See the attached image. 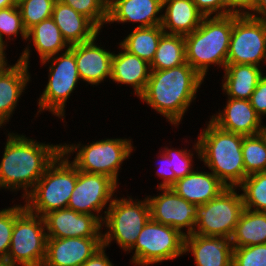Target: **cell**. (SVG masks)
Listing matches in <instances>:
<instances>
[{
	"label": "cell",
	"mask_w": 266,
	"mask_h": 266,
	"mask_svg": "<svg viewBox=\"0 0 266 266\" xmlns=\"http://www.w3.org/2000/svg\"><path fill=\"white\" fill-rule=\"evenodd\" d=\"M0 161V190L23 191L25 198L61 153V144H45L18 133L8 132Z\"/></svg>",
	"instance_id": "cell-1"
},
{
	"label": "cell",
	"mask_w": 266,
	"mask_h": 266,
	"mask_svg": "<svg viewBox=\"0 0 266 266\" xmlns=\"http://www.w3.org/2000/svg\"><path fill=\"white\" fill-rule=\"evenodd\" d=\"M203 82L204 78L187 62L174 68L151 70L138 98L178 127Z\"/></svg>",
	"instance_id": "cell-2"
},
{
	"label": "cell",
	"mask_w": 266,
	"mask_h": 266,
	"mask_svg": "<svg viewBox=\"0 0 266 266\" xmlns=\"http://www.w3.org/2000/svg\"><path fill=\"white\" fill-rule=\"evenodd\" d=\"M198 134L200 161L227 187L237 188L248 176L245 173L243 135L225 131L211 120Z\"/></svg>",
	"instance_id": "cell-3"
},
{
	"label": "cell",
	"mask_w": 266,
	"mask_h": 266,
	"mask_svg": "<svg viewBox=\"0 0 266 266\" xmlns=\"http://www.w3.org/2000/svg\"><path fill=\"white\" fill-rule=\"evenodd\" d=\"M232 30L233 15L212 16L184 36L186 62L204 79L210 65L226 67Z\"/></svg>",
	"instance_id": "cell-4"
},
{
	"label": "cell",
	"mask_w": 266,
	"mask_h": 266,
	"mask_svg": "<svg viewBox=\"0 0 266 266\" xmlns=\"http://www.w3.org/2000/svg\"><path fill=\"white\" fill-rule=\"evenodd\" d=\"M77 168L62 152L46 168L32 191L22 200L25 208L41 217L65 209L76 186Z\"/></svg>",
	"instance_id": "cell-5"
},
{
	"label": "cell",
	"mask_w": 266,
	"mask_h": 266,
	"mask_svg": "<svg viewBox=\"0 0 266 266\" xmlns=\"http://www.w3.org/2000/svg\"><path fill=\"white\" fill-rule=\"evenodd\" d=\"M130 138H104L96 142L82 144L81 142L72 144H61V152L70 157L74 154V160L70 161L79 171L102 174L109 176L118 185L119 169L122 163L129 159L133 148Z\"/></svg>",
	"instance_id": "cell-6"
},
{
	"label": "cell",
	"mask_w": 266,
	"mask_h": 266,
	"mask_svg": "<svg viewBox=\"0 0 266 266\" xmlns=\"http://www.w3.org/2000/svg\"><path fill=\"white\" fill-rule=\"evenodd\" d=\"M114 196L104 219L101 223L107 229L102 230V244L107 248L114 240L124 251L128 252L136 243L142 228L151 218L150 207L147 198L133 200L132 196L127 198Z\"/></svg>",
	"instance_id": "cell-7"
},
{
	"label": "cell",
	"mask_w": 266,
	"mask_h": 266,
	"mask_svg": "<svg viewBox=\"0 0 266 266\" xmlns=\"http://www.w3.org/2000/svg\"><path fill=\"white\" fill-rule=\"evenodd\" d=\"M47 239L44 218L29 212L25 205L16 204L7 260L15 266H42L46 257Z\"/></svg>",
	"instance_id": "cell-8"
},
{
	"label": "cell",
	"mask_w": 266,
	"mask_h": 266,
	"mask_svg": "<svg viewBox=\"0 0 266 266\" xmlns=\"http://www.w3.org/2000/svg\"><path fill=\"white\" fill-rule=\"evenodd\" d=\"M40 63L42 66L47 63L50 65H48V82L37 101L39 107L37 112L49 111L65 123L66 102L81 81L74 52L69 48Z\"/></svg>",
	"instance_id": "cell-9"
},
{
	"label": "cell",
	"mask_w": 266,
	"mask_h": 266,
	"mask_svg": "<svg viewBox=\"0 0 266 266\" xmlns=\"http://www.w3.org/2000/svg\"><path fill=\"white\" fill-rule=\"evenodd\" d=\"M184 239L185 235L179 230L150 218L134 246L127 252H134L130 263L135 266H150L175 260L184 255Z\"/></svg>",
	"instance_id": "cell-10"
},
{
	"label": "cell",
	"mask_w": 266,
	"mask_h": 266,
	"mask_svg": "<svg viewBox=\"0 0 266 266\" xmlns=\"http://www.w3.org/2000/svg\"><path fill=\"white\" fill-rule=\"evenodd\" d=\"M238 188H225L216 198L197 205L193 234L230 239L244 209Z\"/></svg>",
	"instance_id": "cell-11"
},
{
	"label": "cell",
	"mask_w": 266,
	"mask_h": 266,
	"mask_svg": "<svg viewBox=\"0 0 266 266\" xmlns=\"http://www.w3.org/2000/svg\"><path fill=\"white\" fill-rule=\"evenodd\" d=\"M266 64V21L233 15L227 64Z\"/></svg>",
	"instance_id": "cell-12"
},
{
	"label": "cell",
	"mask_w": 266,
	"mask_h": 266,
	"mask_svg": "<svg viewBox=\"0 0 266 266\" xmlns=\"http://www.w3.org/2000/svg\"><path fill=\"white\" fill-rule=\"evenodd\" d=\"M118 186L109 176L86 173L77 169L76 186L67 208L81 214L93 215L102 223ZM103 209L106 210L103 212ZM101 212L104 215L100 214Z\"/></svg>",
	"instance_id": "cell-13"
},
{
	"label": "cell",
	"mask_w": 266,
	"mask_h": 266,
	"mask_svg": "<svg viewBox=\"0 0 266 266\" xmlns=\"http://www.w3.org/2000/svg\"><path fill=\"white\" fill-rule=\"evenodd\" d=\"M157 190L162 191L161 194L159 192V195L146 196L151 219L160 224L171 226L185 236L193 234L197 204L183 199L171 187L157 188ZM182 229H185V232Z\"/></svg>",
	"instance_id": "cell-14"
},
{
	"label": "cell",
	"mask_w": 266,
	"mask_h": 266,
	"mask_svg": "<svg viewBox=\"0 0 266 266\" xmlns=\"http://www.w3.org/2000/svg\"><path fill=\"white\" fill-rule=\"evenodd\" d=\"M48 238H102L101 222L93 215L65 208L44 217Z\"/></svg>",
	"instance_id": "cell-15"
},
{
	"label": "cell",
	"mask_w": 266,
	"mask_h": 266,
	"mask_svg": "<svg viewBox=\"0 0 266 266\" xmlns=\"http://www.w3.org/2000/svg\"><path fill=\"white\" fill-rule=\"evenodd\" d=\"M84 43L70 45L74 52L76 66L81 81L88 84L99 85L112 75L113 53L96 44L97 37Z\"/></svg>",
	"instance_id": "cell-16"
},
{
	"label": "cell",
	"mask_w": 266,
	"mask_h": 266,
	"mask_svg": "<svg viewBox=\"0 0 266 266\" xmlns=\"http://www.w3.org/2000/svg\"><path fill=\"white\" fill-rule=\"evenodd\" d=\"M102 247V238H48L42 266H81Z\"/></svg>",
	"instance_id": "cell-17"
},
{
	"label": "cell",
	"mask_w": 266,
	"mask_h": 266,
	"mask_svg": "<svg viewBox=\"0 0 266 266\" xmlns=\"http://www.w3.org/2000/svg\"><path fill=\"white\" fill-rule=\"evenodd\" d=\"M223 108L210 117L219 128L243 136L256 135L264 130L262 118L255 112L250 100L227 97Z\"/></svg>",
	"instance_id": "cell-18"
},
{
	"label": "cell",
	"mask_w": 266,
	"mask_h": 266,
	"mask_svg": "<svg viewBox=\"0 0 266 266\" xmlns=\"http://www.w3.org/2000/svg\"><path fill=\"white\" fill-rule=\"evenodd\" d=\"M163 0H109V23H135V28L161 25ZM161 13V14H159Z\"/></svg>",
	"instance_id": "cell-19"
},
{
	"label": "cell",
	"mask_w": 266,
	"mask_h": 266,
	"mask_svg": "<svg viewBox=\"0 0 266 266\" xmlns=\"http://www.w3.org/2000/svg\"><path fill=\"white\" fill-rule=\"evenodd\" d=\"M185 253L193 254L196 266H232L233 245L225 237L186 235Z\"/></svg>",
	"instance_id": "cell-20"
},
{
	"label": "cell",
	"mask_w": 266,
	"mask_h": 266,
	"mask_svg": "<svg viewBox=\"0 0 266 266\" xmlns=\"http://www.w3.org/2000/svg\"><path fill=\"white\" fill-rule=\"evenodd\" d=\"M28 69L27 65L17 60L0 71V128L9 122L26 86L32 81Z\"/></svg>",
	"instance_id": "cell-21"
},
{
	"label": "cell",
	"mask_w": 266,
	"mask_h": 266,
	"mask_svg": "<svg viewBox=\"0 0 266 266\" xmlns=\"http://www.w3.org/2000/svg\"><path fill=\"white\" fill-rule=\"evenodd\" d=\"M27 41L28 43L19 56L18 61L24 63L28 67H30V55H32L30 54L32 52L31 46H34L36 49L40 61L55 56L59 52H64V50L70 48V45L63 38L60 29L52 18L45 19L32 27L27 32ZM31 41L33 44L30 46L29 44Z\"/></svg>",
	"instance_id": "cell-22"
},
{
	"label": "cell",
	"mask_w": 266,
	"mask_h": 266,
	"mask_svg": "<svg viewBox=\"0 0 266 266\" xmlns=\"http://www.w3.org/2000/svg\"><path fill=\"white\" fill-rule=\"evenodd\" d=\"M51 18L69 45L88 42L102 32L85 15L59 0L54 3Z\"/></svg>",
	"instance_id": "cell-23"
},
{
	"label": "cell",
	"mask_w": 266,
	"mask_h": 266,
	"mask_svg": "<svg viewBox=\"0 0 266 266\" xmlns=\"http://www.w3.org/2000/svg\"><path fill=\"white\" fill-rule=\"evenodd\" d=\"M121 51L113 53L112 75L110 80L117 84L132 86L134 95L139 97L146 87L150 76V64L138 56L126 51L120 44Z\"/></svg>",
	"instance_id": "cell-24"
},
{
	"label": "cell",
	"mask_w": 266,
	"mask_h": 266,
	"mask_svg": "<svg viewBox=\"0 0 266 266\" xmlns=\"http://www.w3.org/2000/svg\"><path fill=\"white\" fill-rule=\"evenodd\" d=\"M171 188L188 202L201 205L216 198L227 187L212 172L196 169L178 179Z\"/></svg>",
	"instance_id": "cell-25"
},
{
	"label": "cell",
	"mask_w": 266,
	"mask_h": 266,
	"mask_svg": "<svg viewBox=\"0 0 266 266\" xmlns=\"http://www.w3.org/2000/svg\"><path fill=\"white\" fill-rule=\"evenodd\" d=\"M163 11L161 27L166 34H190L205 17L192 0H163Z\"/></svg>",
	"instance_id": "cell-26"
},
{
	"label": "cell",
	"mask_w": 266,
	"mask_h": 266,
	"mask_svg": "<svg viewBox=\"0 0 266 266\" xmlns=\"http://www.w3.org/2000/svg\"><path fill=\"white\" fill-rule=\"evenodd\" d=\"M261 67L250 64H227L223 70V94L226 93L227 97L233 99L250 100L259 80L266 74Z\"/></svg>",
	"instance_id": "cell-27"
},
{
	"label": "cell",
	"mask_w": 266,
	"mask_h": 266,
	"mask_svg": "<svg viewBox=\"0 0 266 266\" xmlns=\"http://www.w3.org/2000/svg\"><path fill=\"white\" fill-rule=\"evenodd\" d=\"M230 241L233 247L266 244V212L244 208Z\"/></svg>",
	"instance_id": "cell-28"
},
{
	"label": "cell",
	"mask_w": 266,
	"mask_h": 266,
	"mask_svg": "<svg viewBox=\"0 0 266 266\" xmlns=\"http://www.w3.org/2000/svg\"><path fill=\"white\" fill-rule=\"evenodd\" d=\"M164 33L161 25L134 28L119 44L129 53L146 60L150 64Z\"/></svg>",
	"instance_id": "cell-29"
},
{
	"label": "cell",
	"mask_w": 266,
	"mask_h": 266,
	"mask_svg": "<svg viewBox=\"0 0 266 266\" xmlns=\"http://www.w3.org/2000/svg\"><path fill=\"white\" fill-rule=\"evenodd\" d=\"M186 63L185 39L183 35L164 33L159 41L150 70H164Z\"/></svg>",
	"instance_id": "cell-30"
},
{
	"label": "cell",
	"mask_w": 266,
	"mask_h": 266,
	"mask_svg": "<svg viewBox=\"0 0 266 266\" xmlns=\"http://www.w3.org/2000/svg\"><path fill=\"white\" fill-rule=\"evenodd\" d=\"M237 188L243 191L244 208L266 212V171L248 175Z\"/></svg>",
	"instance_id": "cell-31"
},
{
	"label": "cell",
	"mask_w": 266,
	"mask_h": 266,
	"mask_svg": "<svg viewBox=\"0 0 266 266\" xmlns=\"http://www.w3.org/2000/svg\"><path fill=\"white\" fill-rule=\"evenodd\" d=\"M242 154L245 173L251 175L266 171V137L263 133L244 136Z\"/></svg>",
	"instance_id": "cell-32"
},
{
	"label": "cell",
	"mask_w": 266,
	"mask_h": 266,
	"mask_svg": "<svg viewBox=\"0 0 266 266\" xmlns=\"http://www.w3.org/2000/svg\"><path fill=\"white\" fill-rule=\"evenodd\" d=\"M56 0H20L18 8L21 13L22 22L28 32L41 21L51 18L53 6Z\"/></svg>",
	"instance_id": "cell-33"
},
{
	"label": "cell",
	"mask_w": 266,
	"mask_h": 266,
	"mask_svg": "<svg viewBox=\"0 0 266 266\" xmlns=\"http://www.w3.org/2000/svg\"><path fill=\"white\" fill-rule=\"evenodd\" d=\"M18 34L22 36V40L27 41V31L24 28L18 6L0 9V44L7 49L4 35L8 36L6 37L8 40H14L12 36L17 38Z\"/></svg>",
	"instance_id": "cell-34"
},
{
	"label": "cell",
	"mask_w": 266,
	"mask_h": 266,
	"mask_svg": "<svg viewBox=\"0 0 266 266\" xmlns=\"http://www.w3.org/2000/svg\"><path fill=\"white\" fill-rule=\"evenodd\" d=\"M194 147L191 150H188V148L179 149L176 148H168L165 146L163 149H161L170 159V165L171 169L175 173V182L178 179L184 178L186 175L193 172L194 169V153L196 152L197 158L200 159V149L199 145L197 143V140H195V143L193 145ZM195 150V151H194Z\"/></svg>",
	"instance_id": "cell-35"
},
{
	"label": "cell",
	"mask_w": 266,
	"mask_h": 266,
	"mask_svg": "<svg viewBox=\"0 0 266 266\" xmlns=\"http://www.w3.org/2000/svg\"><path fill=\"white\" fill-rule=\"evenodd\" d=\"M89 18L100 30L108 20L109 0H59Z\"/></svg>",
	"instance_id": "cell-36"
},
{
	"label": "cell",
	"mask_w": 266,
	"mask_h": 266,
	"mask_svg": "<svg viewBox=\"0 0 266 266\" xmlns=\"http://www.w3.org/2000/svg\"><path fill=\"white\" fill-rule=\"evenodd\" d=\"M232 266H266V244L233 247Z\"/></svg>",
	"instance_id": "cell-37"
},
{
	"label": "cell",
	"mask_w": 266,
	"mask_h": 266,
	"mask_svg": "<svg viewBox=\"0 0 266 266\" xmlns=\"http://www.w3.org/2000/svg\"><path fill=\"white\" fill-rule=\"evenodd\" d=\"M15 222V204L0 210V259H7Z\"/></svg>",
	"instance_id": "cell-38"
},
{
	"label": "cell",
	"mask_w": 266,
	"mask_h": 266,
	"mask_svg": "<svg viewBox=\"0 0 266 266\" xmlns=\"http://www.w3.org/2000/svg\"><path fill=\"white\" fill-rule=\"evenodd\" d=\"M160 156H157L159 159L158 163V169L156 171V176L162 179V182H160L157 185V188H170L175 183V173L171 169L170 165V159L169 157L162 151H160ZM165 165V166H164Z\"/></svg>",
	"instance_id": "cell-39"
},
{
	"label": "cell",
	"mask_w": 266,
	"mask_h": 266,
	"mask_svg": "<svg viewBox=\"0 0 266 266\" xmlns=\"http://www.w3.org/2000/svg\"><path fill=\"white\" fill-rule=\"evenodd\" d=\"M256 0H224V16L250 15L255 8Z\"/></svg>",
	"instance_id": "cell-40"
},
{
	"label": "cell",
	"mask_w": 266,
	"mask_h": 266,
	"mask_svg": "<svg viewBox=\"0 0 266 266\" xmlns=\"http://www.w3.org/2000/svg\"><path fill=\"white\" fill-rule=\"evenodd\" d=\"M251 106L255 112L263 119L266 116V75L259 80L250 98Z\"/></svg>",
	"instance_id": "cell-41"
},
{
	"label": "cell",
	"mask_w": 266,
	"mask_h": 266,
	"mask_svg": "<svg viewBox=\"0 0 266 266\" xmlns=\"http://www.w3.org/2000/svg\"><path fill=\"white\" fill-rule=\"evenodd\" d=\"M197 9L205 16H224V0H192ZM214 14V15H213Z\"/></svg>",
	"instance_id": "cell-42"
},
{
	"label": "cell",
	"mask_w": 266,
	"mask_h": 266,
	"mask_svg": "<svg viewBox=\"0 0 266 266\" xmlns=\"http://www.w3.org/2000/svg\"><path fill=\"white\" fill-rule=\"evenodd\" d=\"M81 266H114L106 254V248L99 249L91 258L86 260Z\"/></svg>",
	"instance_id": "cell-43"
},
{
	"label": "cell",
	"mask_w": 266,
	"mask_h": 266,
	"mask_svg": "<svg viewBox=\"0 0 266 266\" xmlns=\"http://www.w3.org/2000/svg\"><path fill=\"white\" fill-rule=\"evenodd\" d=\"M249 16L266 21V0H256L255 8Z\"/></svg>",
	"instance_id": "cell-44"
},
{
	"label": "cell",
	"mask_w": 266,
	"mask_h": 266,
	"mask_svg": "<svg viewBox=\"0 0 266 266\" xmlns=\"http://www.w3.org/2000/svg\"><path fill=\"white\" fill-rule=\"evenodd\" d=\"M5 53L6 48L0 44V71L9 64Z\"/></svg>",
	"instance_id": "cell-45"
},
{
	"label": "cell",
	"mask_w": 266,
	"mask_h": 266,
	"mask_svg": "<svg viewBox=\"0 0 266 266\" xmlns=\"http://www.w3.org/2000/svg\"><path fill=\"white\" fill-rule=\"evenodd\" d=\"M17 0H0V9H5L11 6H17Z\"/></svg>",
	"instance_id": "cell-46"
},
{
	"label": "cell",
	"mask_w": 266,
	"mask_h": 266,
	"mask_svg": "<svg viewBox=\"0 0 266 266\" xmlns=\"http://www.w3.org/2000/svg\"><path fill=\"white\" fill-rule=\"evenodd\" d=\"M0 266H15L7 259H0Z\"/></svg>",
	"instance_id": "cell-47"
},
{
	"label": "cell",
	"mask_w": 266,
	"mask_h": 266,
	"mask_svg": "<svg viewBox=\"0 0 266 266\" xmlns=\"http://www.w3.org/2000/svg\"><path fill=\"white\" fill-rule=\"evenodd\" d=\"M262 133L265 135V137H266V125H265V127H264V130L262 131Z\"/></svg>",
	"instance_id": "cell-48"
}]
</instances>
